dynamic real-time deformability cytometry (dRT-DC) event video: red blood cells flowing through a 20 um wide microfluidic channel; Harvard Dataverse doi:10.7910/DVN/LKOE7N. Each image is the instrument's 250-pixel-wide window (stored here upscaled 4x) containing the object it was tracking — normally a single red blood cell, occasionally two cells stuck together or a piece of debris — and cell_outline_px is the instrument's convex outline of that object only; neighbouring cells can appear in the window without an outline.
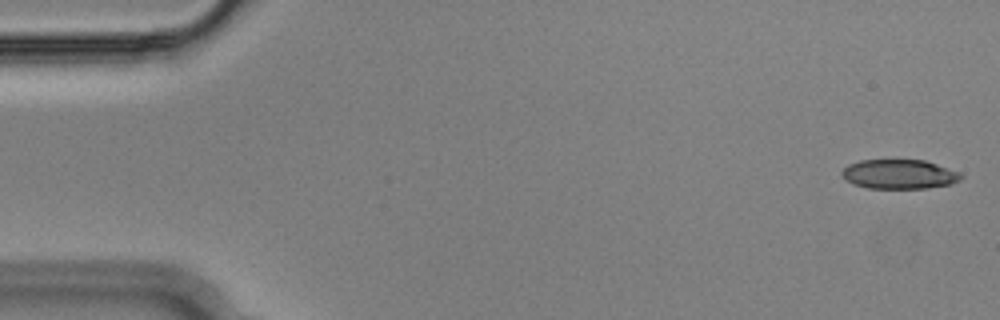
{"species": "Egyptian fruit bat (a non-hibernating species)", "species_latin": "Rousettus aegyptiacus", "temperature_condition": "cold", "stored_images_in_passage": 53, "camera_frame_rate_fps": 3000, "um_per_image_px": 0.085, "animal": {"sex": "male"}, "frame": {"image": 1, "passage_image": 1, "time_ms": 0.0, "image_size_px": [1000, 320], "cell_outline_px": [[964, 176], [960, 180], [952, 184], [928, 188], [868, 188], [852, 184], [840, 172], [848, 164], [860, 160], [924, 160], [960, 172]], "centroid_in_image_um": [76.46, 14.81], "position_along_channel_um": 8.5, "area_um2": 20.4}}
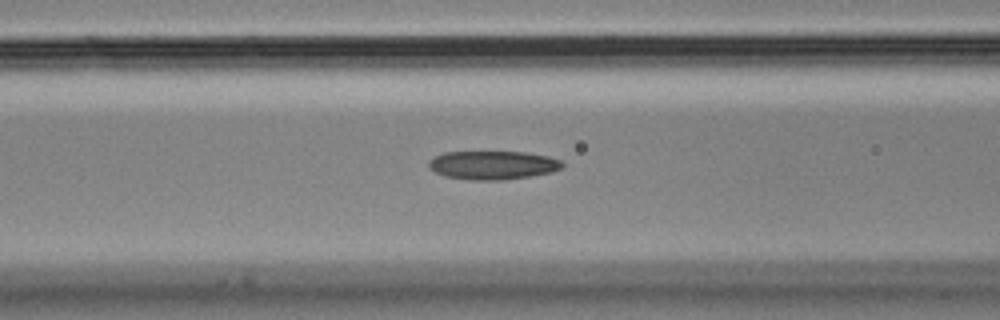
{"frame": {"image": 2, "passage_image": 21, "time_ms": 6.667, "image_size_px": [1000, 320], "cell_outline_px": [[564, 164], [560, 168], [552, 172], [532, 176], [504, 180], [468, 180], [444, 176], [428, 168], [428, 160], [444, 152], [524, 152], [548, 156], [560, 160]], "centroid_in_image_um": [41.87, 14.04], "position_along_channel_um": 124.7, "area_um2": 22.37}}
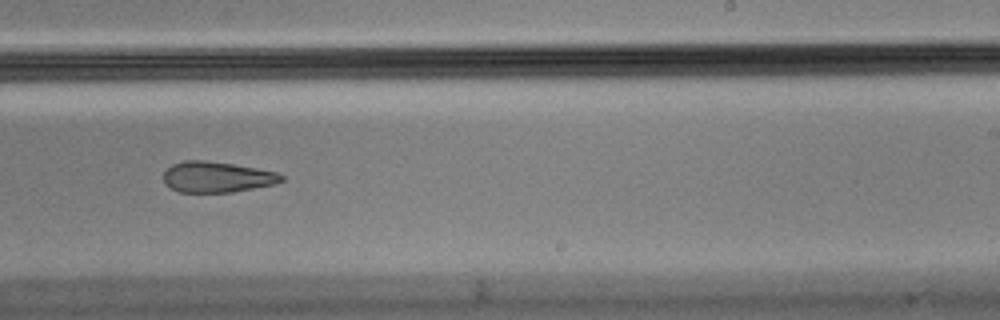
{"frame": {"image": 3, "passage_image": 33, "time_ms": 10.667, "image_size_px": [1000, 320], "cell_outline_px": [[284, 180], [276, 184], [232, 192], [180, 192], [164, 184], [164, 172], [172, 164], [184, 160], [204, 160], [232, 164], [256, 168], [276, 172], [284, 176]], "centroid_in_image_um": [18.44, 15.04], "position_along_channel_um": 270.6, "area_um2": 21.1}}